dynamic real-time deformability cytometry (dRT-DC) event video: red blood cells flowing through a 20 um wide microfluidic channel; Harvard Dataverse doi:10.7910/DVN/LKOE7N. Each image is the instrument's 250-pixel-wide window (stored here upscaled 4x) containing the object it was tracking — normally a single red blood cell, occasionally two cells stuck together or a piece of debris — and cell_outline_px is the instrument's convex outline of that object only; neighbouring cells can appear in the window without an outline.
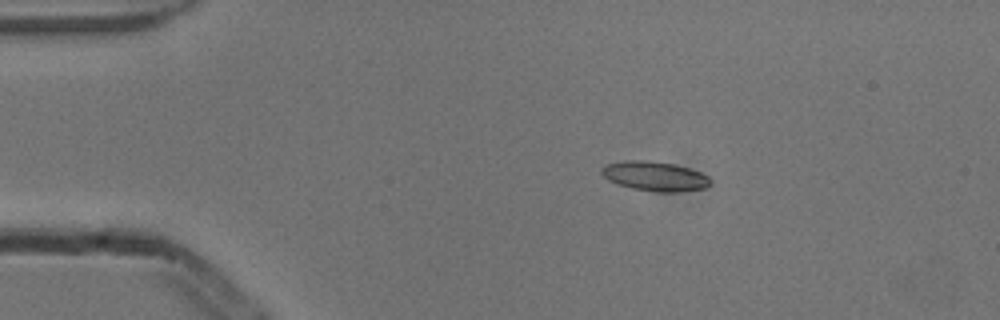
{"species": "common noctule bat (a hibernating species)", "species_latin": "Nyctalus noctula", "temperature_condition": "cold", "stored_images_in_passage": 4, "camera_frame_rate_fps": 3000, "um_per_image_px": 0.085, "animal": {"sex": "male", "body_mass_g": 13.3}, "frame": {"image": 1, "passage_image": 3, "time_ms": 0.667, "image_size_px": [1000, 320], "cell_outline_px": [[712, 184], [704, 188], [676, 192], [656, 192], [632, 188], [616, 184], [608, 180], [600, 172], [600, 168], [604, 164], [624, 160], [644, 160], [672, 164], [688, 168], [700, 172], [708, 176], [712, 180]], "centroid_in_image_um": [55.63, 14.98], "position_along_channel_um": 29.4, "area_um2": 18.84}}